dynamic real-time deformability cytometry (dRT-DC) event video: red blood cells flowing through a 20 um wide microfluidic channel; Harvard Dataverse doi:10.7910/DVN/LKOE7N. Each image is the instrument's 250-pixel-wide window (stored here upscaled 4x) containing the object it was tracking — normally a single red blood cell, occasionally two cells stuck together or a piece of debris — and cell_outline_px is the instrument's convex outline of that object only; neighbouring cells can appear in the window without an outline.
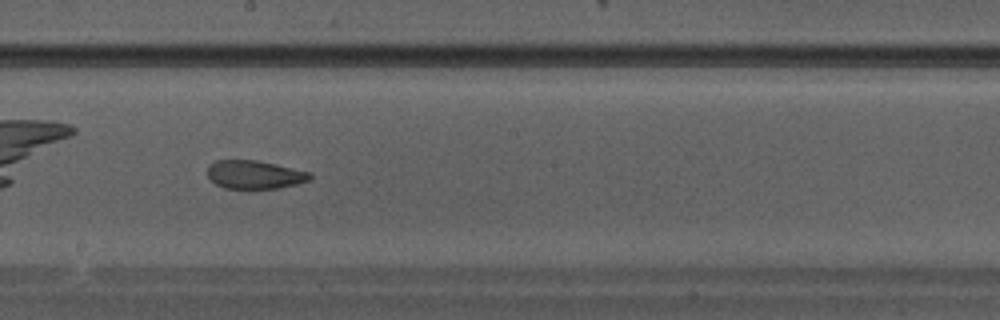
{"species": "Egyptian fruit bat (a non-hibernating species)", "species_latin": "Rousettus aegyptiacus", "temperature_condition": "warm", "stored_images_in_passage": 25, "camera_frame_rate_fps": 3000, "um_per_image_px": 0.085, "animal": {"sex": "male"}, "frame": {"image": 1, "passage_image": 11, "time_ms": 3.333, "image_size_px": [1000, 320], "cell_outline_px": [[312, 176], [308, 180], [296, 184], [276, 188], [224, 188], [216, 184], [208, 176], [208, 164], [216, 160], [256, 160], [276, 164], [312, 172]], "centroid_in_image_um": [21.64, 14.83], "position_along_channel_um": 226.6, "area_um2": 16.88}}